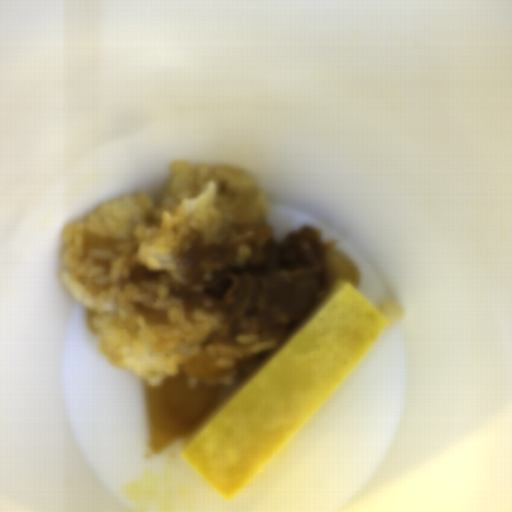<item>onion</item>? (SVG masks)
Returning <instances> with one entry per match:
<instances>
[{"label": "onion", "instance_id": "onion-2", "mask_svg": "<svg viewBox=\"0 0 512 512\" xmlns=\"http://www.w3.org/2000/svg\"><path fill=\"white\" fill-rule=\"evenodd\" d=\"M268 355L259 352L244 358H236L231 367L225 369L217 365L212 355L205 354L187 360L183 369L185 373L205 381L218 380L226 376H237L244 381Z\"/></svg>", "mask_w": 512, "mask_h": 512}, {"label": "onion", "instance_id": "onion-4", "mask_svg": "<svg viewBox=\"0 0 512 512\" xmlns=\"http://www.w3.org/2000/svg\"><path fill=\"white\" fill-rule=\"evenodd\" d=\"M144 320L150 323L166 324L168 323V311L164 310H153L150 308L143 307L142 304H136L134 306Z\"/></svg>", "mask_w": 512, "mask_h": 512}, {"label": "onion", "instance_id": "onion-3", "mask_svg": "<svg viewBox=\"0 0 512 512\" xmlns=\"http://www.w3.org/2000/svg\"><path fill=\"white\" fill-rule=\"evenodd\" d=\"M327 264L329 267L330 281L334 283L338 279L343 278L358 289L361 280L359 271L342 252L333 248L329 249Z\"/></svg>", "mask_w": 512, "mask_h": 512}, {"label": "onion", "instance_id": "onion-1", "mask_svg": "<svg viewBox=\"0 0 512 512\" xmlns=\"http://www.w3.org/2000/svg\"><path fill=\"white\" fill-rule=\"evenodd\" d=\"M232 392L224 385L190 389L186 374L165 376L145 397L153 453H161L186 435Z\"/></svg>", "mask_w": 512, "mask_h": 512}, {"label": "onion", "instance_id": "onion-5", "mask_svg": "<svg viewBox=\"0 0 512 512\" xmlns=\"http://www.w3.org/2000/svg\"><path fill=\"white\" fill-rule=\"evenodd\" d=\"M118 242L115 239L97 235L86 234L85 248L112 250Z\"/></svg>", "mask_w": 512, "mask_h": 512}]
</instances>
